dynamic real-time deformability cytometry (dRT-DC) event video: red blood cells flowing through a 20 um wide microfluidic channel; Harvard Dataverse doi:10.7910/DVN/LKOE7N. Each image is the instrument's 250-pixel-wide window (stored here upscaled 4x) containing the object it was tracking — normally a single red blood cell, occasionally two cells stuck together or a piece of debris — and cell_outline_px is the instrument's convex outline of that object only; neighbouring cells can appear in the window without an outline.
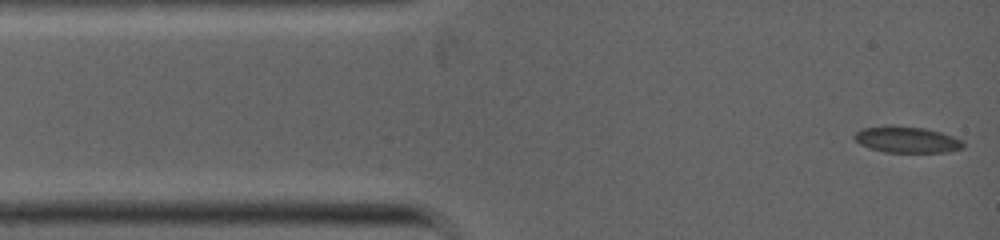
{"species": "common noctule bat (a hibernating species)", "species_latin": "Nyctalus noctula", "temperature_condition": "warm", "stored_images_in_passage": 47, "camera_frame_rate_fps": 5000, "um_per_image_px": 0.085, "animal": {"sex": "female", "body_mass_g": 19.0, "forearm_length_mm": 53.3}, "frame": {"image": 1, "passage_image": 1, "time_ms": 0.0, "image_size_px": [1000, 240], "cell_outline_px": [[964, 148], [948, 152], [884, 152], [868, 148], [860, 144], [852, 136], [856, 132], [864, 128], [888, 124], [892, 124], [924, 128], [940, 132], [952, 136], [960, 140], [964, 144]], "centroid_in_image_um": [77.04, 11.86], "position_along_channel_um": 8.0, "area_um2": 16.82}}
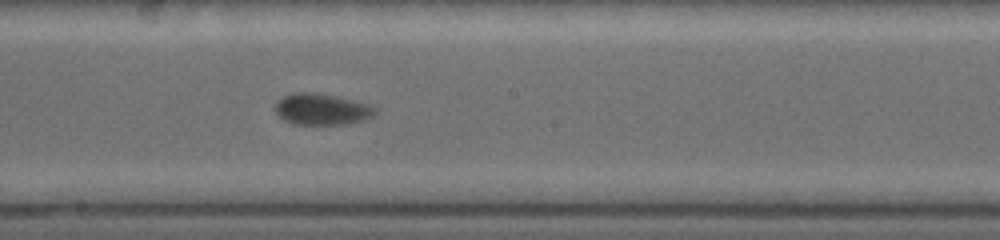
{"frame": {"image": 2, "passage_image": 21, "time_ms": 5.6, "image_size_px": [1000, 240], "cell_outline_px": [[376, 112], [368, 120], [344, 124], [292, 124], [284, 120], [276, 112], [276, 104], [284, 96], [296, 92], [312, 92], [352, 100], [368, 104], [376, 108]], "centroid_in_image_um": [27.37, 9.3], "position_along_channel_um": 220.8, "area_um2": 17.98}}
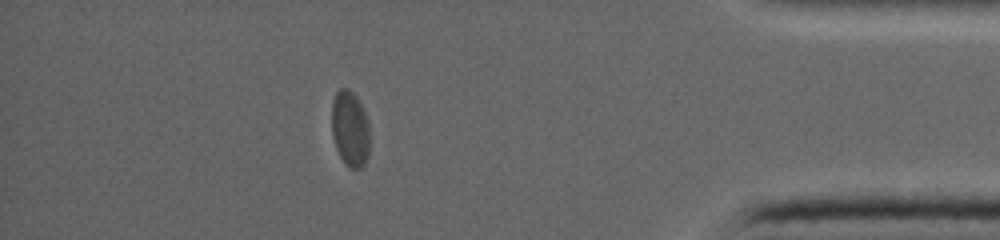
{"frame": {"image": 3, "passage_image": 40, "time_ms": 10.2, "image_size_px": [1000, 240], "cell_outline_px": [[368, 156], [364, 164], [360, 168], [348, 168], [340, 156], [336, 148], [332, 136], [332, 100], [336, 92], [340, 88], [348, 88], [356, 96], [368, 120]], "centroid_in_image_um": [29.73, 10.94], "position_along_channel_um": 405.5, "area_um2": 16.7}}